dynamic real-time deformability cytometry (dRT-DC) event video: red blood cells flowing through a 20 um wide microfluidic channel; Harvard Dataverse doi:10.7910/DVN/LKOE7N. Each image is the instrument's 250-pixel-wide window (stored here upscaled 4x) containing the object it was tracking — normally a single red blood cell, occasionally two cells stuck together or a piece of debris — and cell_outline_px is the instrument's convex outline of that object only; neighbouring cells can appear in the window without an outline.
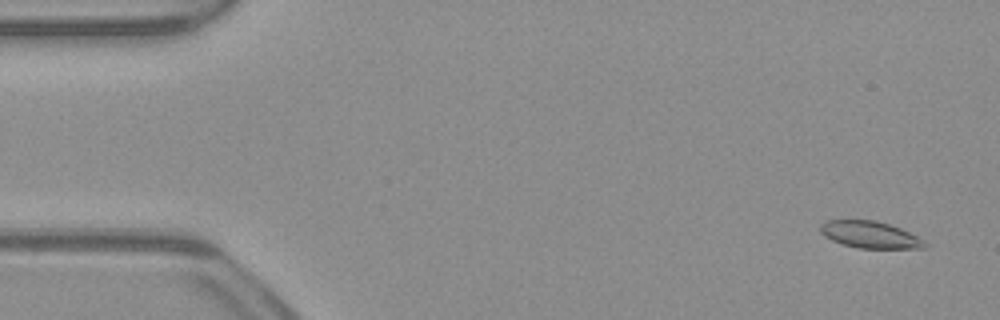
{"species": "common noctule bat (a hibernating species)", "species_latin": "Nyctalus noctula", "temperature_condition": "warm", "stored_images_in_passage": 52, "camera_frame_rate_fps": 3000, "um_per_image_px": 0.085, "animal": {"sex": "male", "body_mass_g": 23.1, "forearm_length_mm": 52.7}, "frame": {"image": 1, "passage_image": 3, "time_ms": 0.667, "image_size_px": [1000, 320], "cell_outline_px": [[924, 248], [860, 248], [844, 244], [832, 240], [824, 236], [820, 232], [820, 224], [828, 220], [876, 220], [900, 228], [924, 240]], "centroid_in_image_um": [73.91, 19.94], "position_along_channel_um": 11.1, "area_um2": 16.07}}
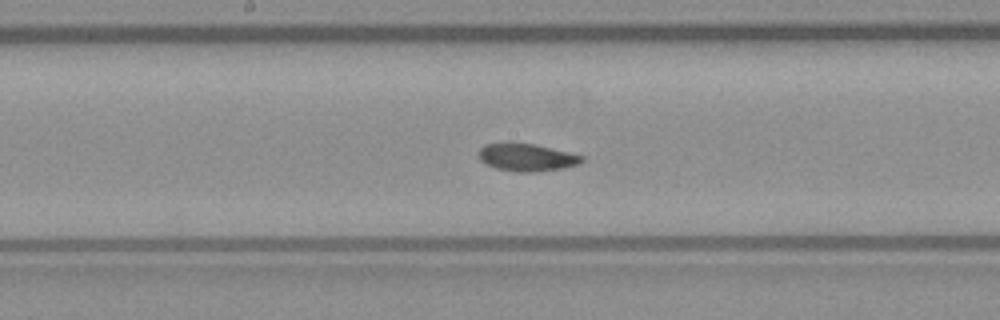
{"frame": {"image": 2, "passage_image": 27, "time_ms": 8.667, "image_size_px": [1000, 320], "cell_outline_px": [[584, 160], [576, 164], [564, 168], [532, 172], [516, 172], [496, 168], [484, 164], [480, 160], [476, 152], [484, 144], [536, 144], [584, 156]], "centroid_in_image_um": [44.73, 13.39], "position_along_channel_um": 203.5, "area_um2": 16.42}}
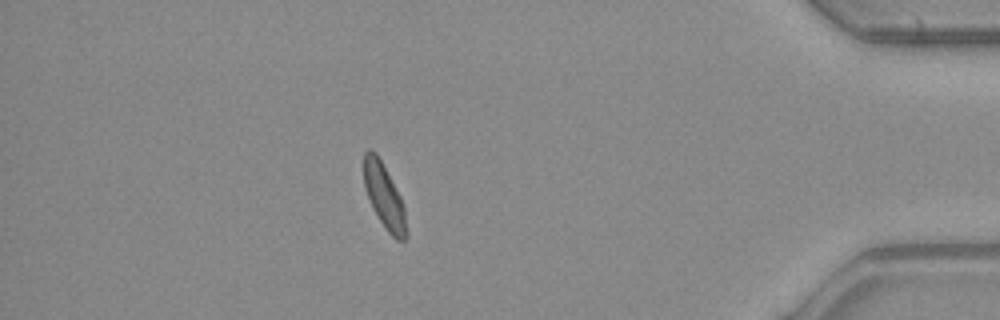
{"frame": {"image": 3, "passage_image": 46, "time_ms": 15.0, "image_size_px": [1000, 320], "cell_outline_px": [[408, 236], [404, 240], [396, 240], [388, 232], [372, 208], [364, 188], [364, 152], [368, 148], [372, 148], [376, 152], [400, 196], [404, 204]], "centroid_in_image_um": [32.66, 16.68], "position_along_channel_um": 402.5, "area_um2": 16.01}}